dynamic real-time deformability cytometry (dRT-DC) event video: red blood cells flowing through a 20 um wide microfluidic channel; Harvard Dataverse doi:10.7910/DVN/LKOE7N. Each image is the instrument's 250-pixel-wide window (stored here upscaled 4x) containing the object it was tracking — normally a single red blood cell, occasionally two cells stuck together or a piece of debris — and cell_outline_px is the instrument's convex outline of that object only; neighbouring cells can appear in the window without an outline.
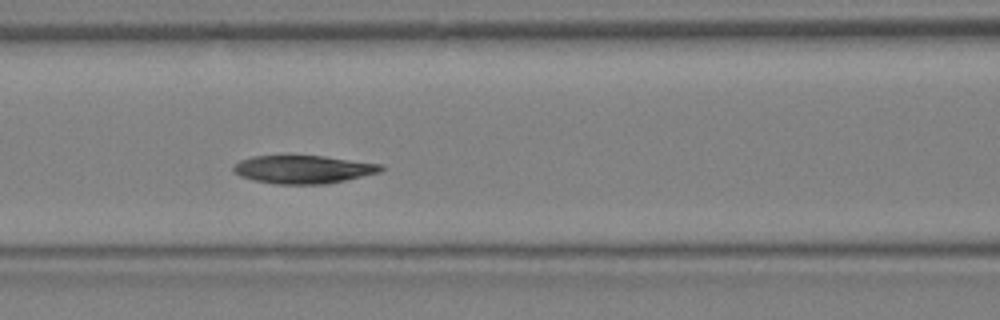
{"species": "Egyptian fruit bat (a non-hibernating species)", "species_latin": "Rousettus aegyptiacus", "temperature_condition": "warm", "stored_images_in_passage": 10, "camera_frame_rate_fps": 3000, "um_per_image_px": 0.085, "animal": {"sex": "female"}, "frame": {"image": 1, "passage_image": 10, "time_ms": 3.0, "image_size_px": [1000, 320], "cell_outline_px": [[384, 168], [380, 172], [328, 184], [276, 184], [256, 180], [240, 176], [232, 172], [232, 168], [240, 160], [252, 156], [324, 156], [384, 164]], "centroid_in_image_um": [25.8, 14.4], "position_along_channel_um": 140.8, "area_um2": 24.16}}